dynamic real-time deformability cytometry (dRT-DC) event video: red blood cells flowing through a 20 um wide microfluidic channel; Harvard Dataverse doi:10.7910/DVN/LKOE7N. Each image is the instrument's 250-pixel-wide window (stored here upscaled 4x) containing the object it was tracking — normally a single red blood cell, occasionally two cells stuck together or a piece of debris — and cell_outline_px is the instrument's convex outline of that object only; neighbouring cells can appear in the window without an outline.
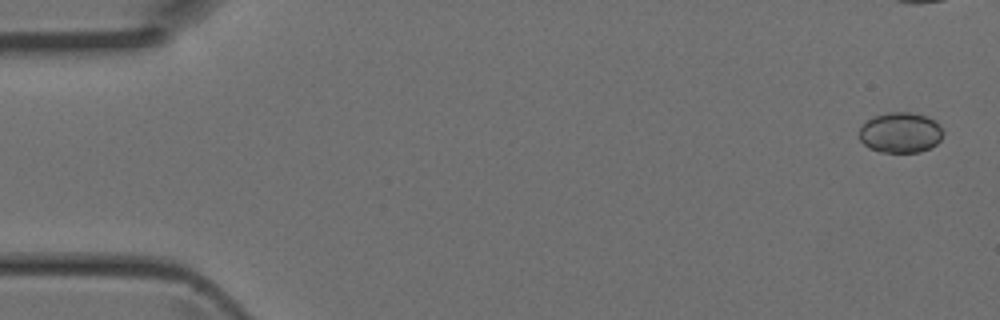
{"species": "Egyptian fruit bat (a non-hibernating species)", "species_latin": "Rousettus aegyptiacus", "temperature_condition": "room temperature", "stored_images_in_passage": 5, "camera_frame_rate_fps": 3000, "um_per_image_px": 0.085, "animal": {"sex": "female"}, "frame": {"image": 1, "passage_image": 1, "time_ms": 0.0, "image_size_px": [1000, 320], "cell_outline_px": [[944, 132], [940, 140], [936, 144], [920, 152], [880, 152], [868, 148], [860, 140], [860, 128], [872, 116], [888, 112], [912, 112], [928, 116], [936, 120], [940, 124]], "centroid_in_image_um": [76.56, 11.26], "position_along_channel_um": 8.4, "area_um2": 20.0}}